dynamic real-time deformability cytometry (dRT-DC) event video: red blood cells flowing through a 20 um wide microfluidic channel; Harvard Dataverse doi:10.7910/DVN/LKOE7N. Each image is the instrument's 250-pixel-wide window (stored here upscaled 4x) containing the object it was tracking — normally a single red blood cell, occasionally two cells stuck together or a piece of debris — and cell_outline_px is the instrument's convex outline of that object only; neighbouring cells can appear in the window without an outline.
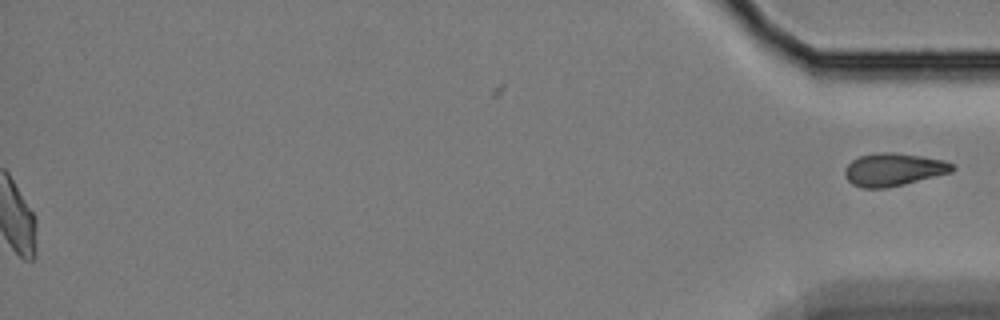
{"species": "Egyptian fruit bat (a non-hibernating species)", "species_latin": "Rousettus aegyptiacus", "temperature_condition": "cold", "stored_images_in_passage": 56, "segment_of_instrument_passage": [2, 2], "camera_frame_rate_fps": 3000, "um_per_image_px": 0.085, "animal": {"sex": "female"}, "frame": {"image": 1, "passage_image": 56, "time_ms": 18.333, "image_size_px": [1000, 320], "cell_outline_px": [[956, 168], [952, 172], [904, 184], [884, 188], [864, 188], [852, 184], [844, 176], [844, 168], [852, 160], [860, 156], [880, 152], [896, 152], [944, 160], [952, 164]], "centroid_in_image_um": [75.94, 14.41], "position_along_channel_um": 359.3, "area_um2": 20.52}}